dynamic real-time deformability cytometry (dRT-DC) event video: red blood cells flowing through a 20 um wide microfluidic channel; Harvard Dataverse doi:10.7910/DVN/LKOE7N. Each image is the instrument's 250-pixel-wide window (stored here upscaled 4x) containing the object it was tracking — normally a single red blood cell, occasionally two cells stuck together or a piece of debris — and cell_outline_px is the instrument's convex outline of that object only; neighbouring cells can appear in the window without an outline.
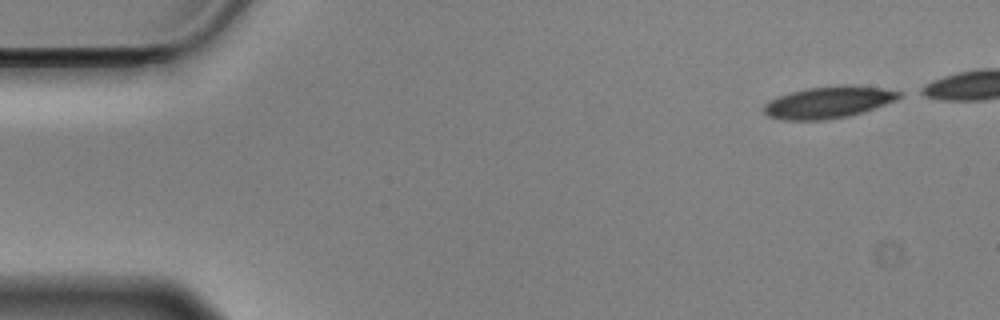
{"species": "Egyptian fruit bat (a non-hibernating species)", "species_latin": "Rousettus aegyptiacus", "temperature_condition": "cold", "stored_images_in_passage": 46, "camera_frame_rate_fps": 3000, "um_per_image_px": 0.085, "animal": {"sex": "male"}, "frame": {"image": 1, "passage_image": 1, "time_ms": 0.0, "image_size_px": [1000, 320], "cell_outline_px": [[900, 96], [896, 100], [848, 116], [824, 120], [784, 120], [768, 116], [764, 112], [764, 104], [780, 96], [792, 92], [808, 88], [844, 84], [880, 88], [900, 92]], "centroid_in_image_um": [70.38, 8.69], "position_along_channel_um": 14.6, "area_um2": 24.51}}
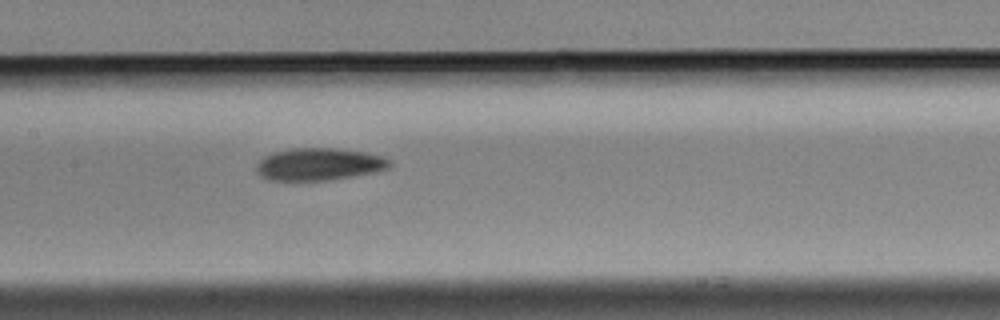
{"frame": {"image": 2, "passage_image": 24, "time_ms": 7.667, "image_size_px": [1000, 320], "cell_outline_px": [[392, 164], [388, 168], [376, 172], [352, 176], [324, 180], [268, 180], [260, 176], [256, 172], [256, 164], [264, 156], [272, 152], [288, 148], [336, 148], [368, 152], [384, 156], [392, 160]], "centroid_in_image_um": [27.13, 13.94], "position_along_channel_um": 180.3, "area_um2": 25.43}}
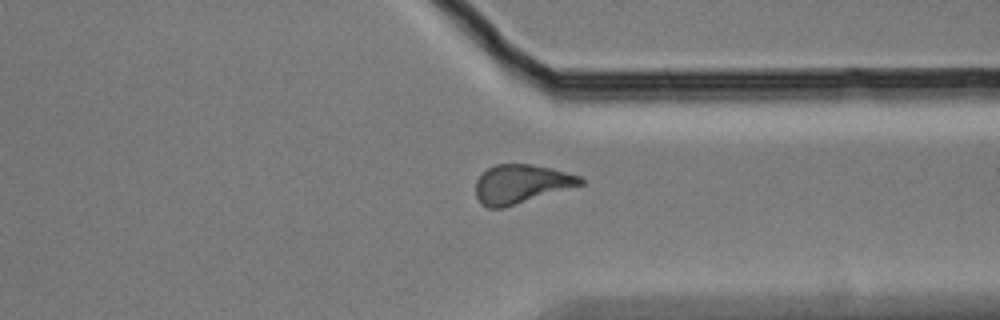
{"frame": {"image": 3, "passage_image": 40, "time_ms": 13.0, "image_size_px": [1000, 320], "cell_outline_px": [[584, 184], [504, 208], [488, 208], [480, 204], [476, 196], [476, 180], [488, 168], [496, 164], [532, 164], [552, 168], [580, 176], [584, 180]], "centroid_in_image_um": [44.29, 15.64], "position_along_channel_um": 367.1, "area_um2": 23.76}}